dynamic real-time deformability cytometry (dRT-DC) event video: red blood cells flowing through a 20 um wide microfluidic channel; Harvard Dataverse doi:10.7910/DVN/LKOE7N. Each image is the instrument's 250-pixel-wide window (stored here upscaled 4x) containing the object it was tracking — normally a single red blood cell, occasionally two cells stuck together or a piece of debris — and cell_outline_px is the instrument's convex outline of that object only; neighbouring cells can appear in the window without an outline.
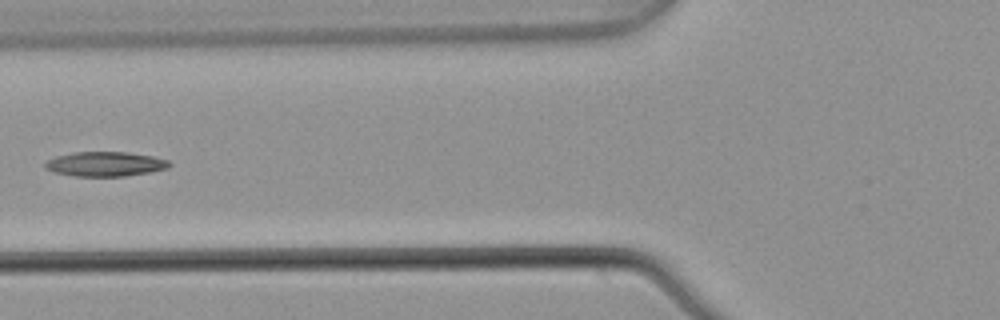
{"species": "common noctule bat (a hibernating species)", "species_latin": "Nyctalus noctula", "temperature_condition": "warm", "stored_images_in_passage": 5, "camera_frame_rate_fps": 3000, "um_per_image_px": 0.085, "animal": {"sex": "male", "body_mass_g": 21.5, "forearm_length_mm": 52.0}, "frame": {"image": 1, "passage_image": 5, "time_ms": 1.333, "image_size_px": [1000, 320], "cell_outline_px": [[172, 164], [168, 168], [148, 172], [124, 176], [72, 176], [56, 172], [44, 168], [44, 164], [48, 160], [56, 156], [72, 152], [128, 152], [152, 156], [168, 160]], "centroid_in_image_um": [8.94, 13.93], "position_along_channel_um": 116.9, "area_um2": 17.74}}